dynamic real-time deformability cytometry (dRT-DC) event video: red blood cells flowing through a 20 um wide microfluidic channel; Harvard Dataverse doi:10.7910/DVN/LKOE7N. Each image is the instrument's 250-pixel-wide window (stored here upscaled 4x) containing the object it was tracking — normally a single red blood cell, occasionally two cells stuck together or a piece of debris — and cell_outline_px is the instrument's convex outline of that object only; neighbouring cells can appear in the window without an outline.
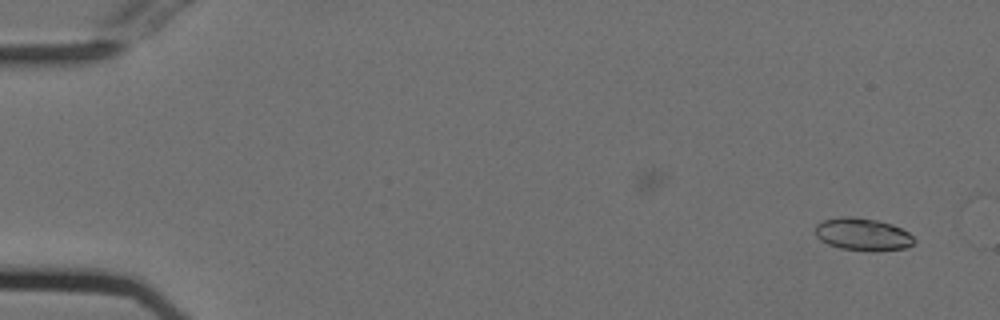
{"species": "Egyptian fruit bat (a non-hibernating species)", "species_latin": "Rousettus aegyptiacus", "temperature_condition": "cold", "stored_images_in_passage": 17, "camera_frame_rate_fps": 3000, "um_per_image_px": 0.085, "animal": {"sex": "female"}, "frame": {"image": 1, "passage_image": 3, "time_ms": 0.667, "image_size_px": [1000, 320], "cell_outline_px": [[916, 240], [912, 244], [904, 248], [876, 252], [868, 252], [840, 248], [828, 244], [820, 240], [816, 236], [816, 224], [824, 220], [840, 216], [852, 216], [876, 220], [892, 224], [908, 232]], "centroid_in_image_um": [73.32, 19.93], "position_along_channel_um": 11.7, "area_um2": 18.9}}
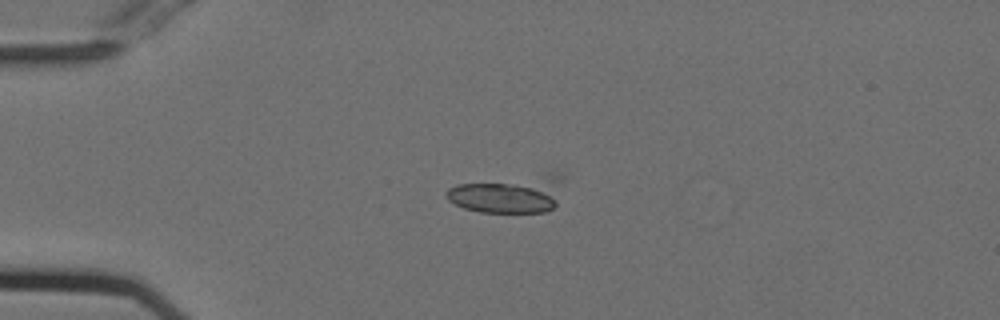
{"frame": {"image": 2, "passage_image": 14, "time_ms": 4.333, "image_size_px": [1000, 320], "cell_outline_px": [[564, 176], [556, 204], [552, 208], [544, 212], [480, 212], [464, 208], [448, 200], [444, 196], [444, 192], [448, 188], [456, 184], [548, 172], [552, 172]], "centroid_in_image_um": [43.24, 16.47], "position_along_channel_um": 41.8, "area_um2": 26.07}}